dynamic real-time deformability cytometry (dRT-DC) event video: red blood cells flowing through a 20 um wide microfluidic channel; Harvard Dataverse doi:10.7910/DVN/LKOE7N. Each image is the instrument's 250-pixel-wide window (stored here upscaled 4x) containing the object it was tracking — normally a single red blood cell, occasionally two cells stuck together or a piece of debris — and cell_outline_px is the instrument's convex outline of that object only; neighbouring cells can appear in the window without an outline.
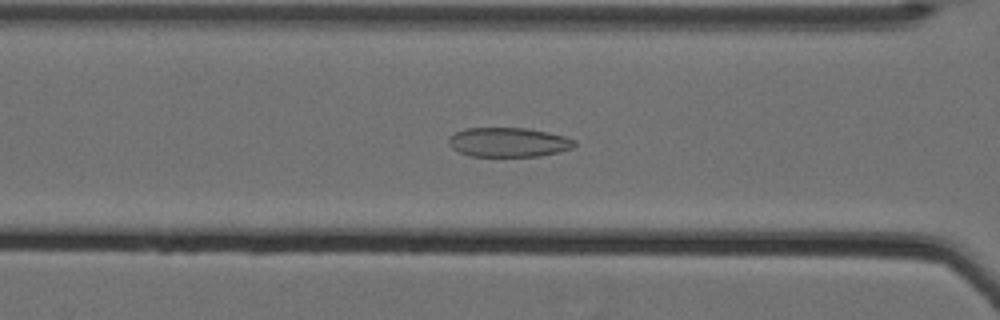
{"species": "Egyptian fruit bat (a non-hibernating species)", "species_latin": "Rousettus aegyptiacus", "temperature_condition": "cold", "stored_images_in_passage": 63, "camera_frame_rate_fps": 3000, "um_per_image_px": 0.085, "animal": {"sex": "female"}, "frame": {"image": 1, "passage_image": 31, "time_ms": 10.0, "image_size_px": [1000, 320], "cell_outline_px": [[576, 144], [572, 148], [560, 152], [540, 156], [468, 156], [452, 148], [448, 144], [448, 136], [464, 128], [528, 128], [548, 132], [564, 136], [576, 140]], "centroid_in_image_um": [43.21, 12.09], "position_along_channel_um": 123.4, "area_um2": 21.73}}
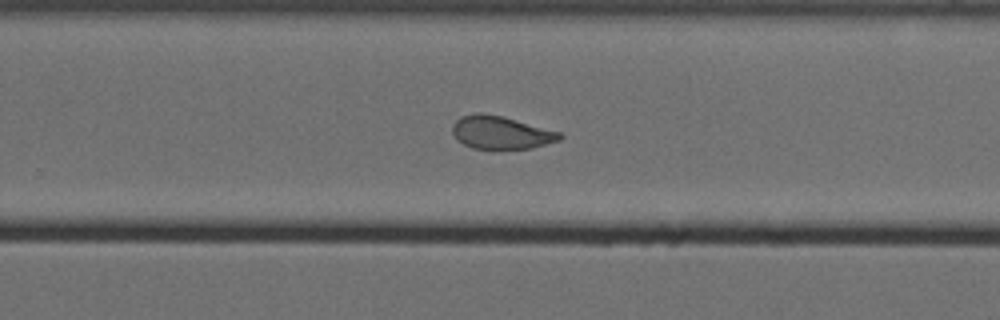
{"frame": {"image": 2, "passage_image": 45, "time_ms": 14.667, "image_size_px": [1000, 320], "cell_outline_px": [[564, 136], [560, 140], [532, 148], [472, 148], [456, 140], [452, 132], [452, 124], [460, 116], [476, 112], [480, 112], [504, 116], [560, 132]], "centroid_in_image_um": [42.55, 11.24], "position_along_channel_um": 287.2, "area_um2": 20.69}}
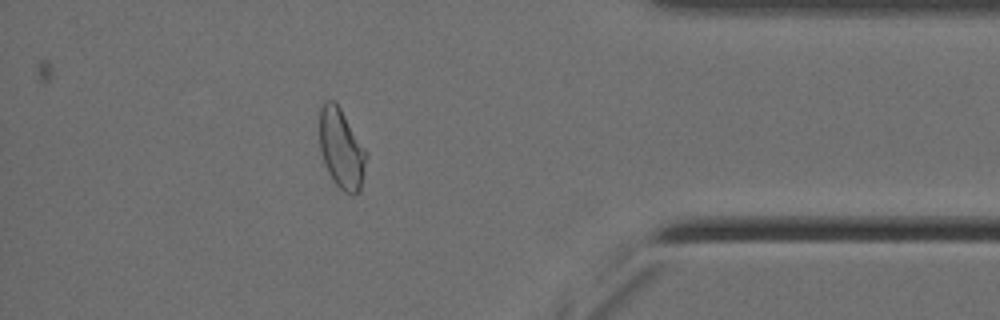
{"frame": {"image": 3, "passage_image": 57, "time_ms": 18.667, "image_size_px": [1000, 320], "cell_outline_px": [[368, 156], [360, 192], [356, 196], [352, 196], [344, 192], [332, 180], [324, 164], [320, 152], [320, 108], [324, 100], [332, 100], [340, 108], [368, 152]], "centroid_in_image_um": [29.04, 12.7], "position_along_channel_um": 406.2, "area_um2": 22.08}, "authors_computed_cell_mechanics": {"area_um2": 24.3916, "velocity_mm_per_s": 3.4994, "shape_relaxation_time_tau1_ms": null, "shape_relaxation_time_tau2_ms": 1.7803, "deformation_change_tau1": null, "deformation_change_tau2": 0.0783}}